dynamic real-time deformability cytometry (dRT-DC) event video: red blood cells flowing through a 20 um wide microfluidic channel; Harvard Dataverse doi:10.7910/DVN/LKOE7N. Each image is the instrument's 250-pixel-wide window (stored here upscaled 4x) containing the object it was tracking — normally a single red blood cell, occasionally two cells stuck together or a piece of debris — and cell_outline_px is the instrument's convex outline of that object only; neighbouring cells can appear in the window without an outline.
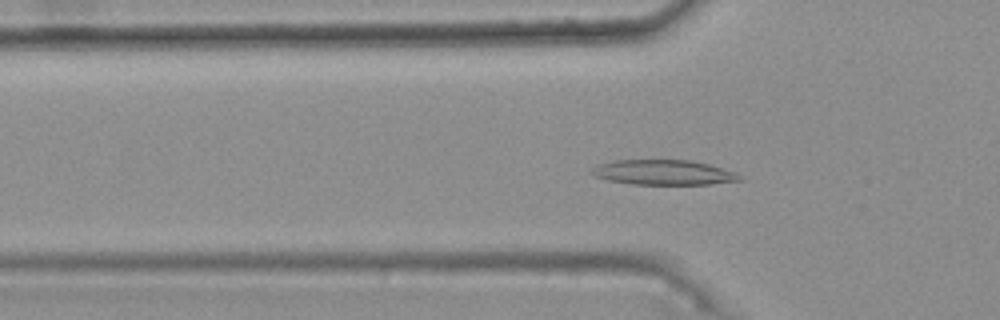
{"species": "common noctule bat (a hibernating species)", "species_latin": "Nyctalus noctula", "temperature_condition": "warm", "stored_images_in_passage": 46, "camera_frame_rate_fps": 3000, "um_per_image_px": 0.085, "animal": {"sex": "female", "body_mass_g": 25.1}, "frame": {"image": 1, "passage_image": 17, "time_ms": 5.333, "image_size_px": [1000, 320], "cell_outline_px": [[744, 180], [708, 184], [632, 184], [608, 180], [596, 176], [588, 172], [596, 164], [616, 160], [692, 160], [708, 164], [736, 172]], "centroid_in_image_um": [56.38, 14.65], "position_along_channel_um": 69.4, "area_um2": 21.56}}
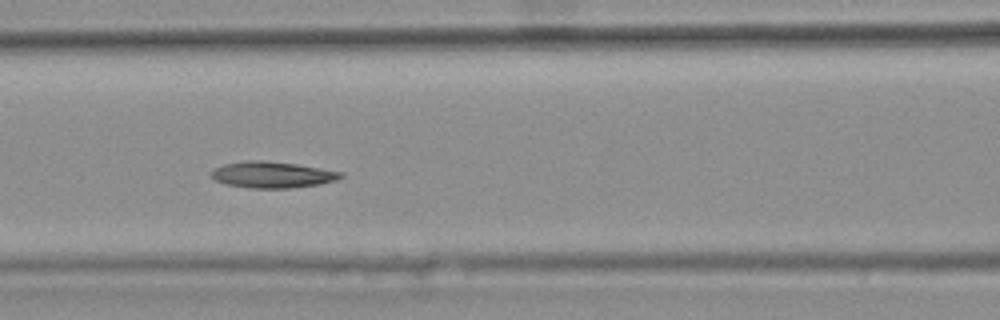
{"frame": {"image": 2, "passage_image": 23, "time_ms": 7.333, "image_size_px": [1000, 320], "cell_outline_px": [[344, 176], [336, 180], [320, 184], [288, 188], [248, 188], [224, 184], [216, 180], [212, 176], [212, 172], [216, 168], [224, 164], [248, 160], [260, 160], [296, 164], [344, 172]], "centroid_in_image_um": [23.17, 14.85], "position_along_channel_um": 143.4, "area_um2": 19.71}}
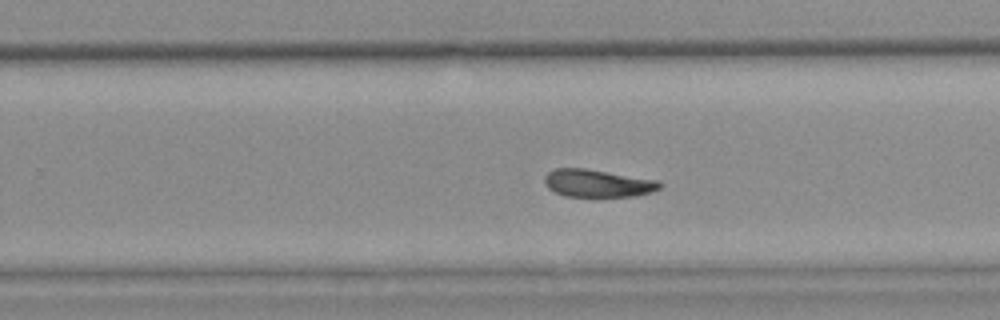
{"frame": {"image": 3, "passage_image": 34, "time_ms": 11.0, "image_size_px": [1000, 320], "cell_outline_px": [[664, 184], [660, 188], [652, 192], [636, 196], [564, 196], [548, 188], [544, 184], [544, 176], [552, 168], [584, 168], [660, 180]], "centroid_in_image_um": [50.81, 15.57], "position_along_channel_um": 279.0, "area_um2": 18.73}, "authors_computed_cell_mechanics": {"area_um2": 19.941, "velocity_mm_per_s": 3.7093, "shape_relaxation_time_tau1_ms": null, "shape_relaxation_time_tau2_ms": 4.9523, "deformation_change_tau1": null, "deformation_change_tau2": 0.1128}}